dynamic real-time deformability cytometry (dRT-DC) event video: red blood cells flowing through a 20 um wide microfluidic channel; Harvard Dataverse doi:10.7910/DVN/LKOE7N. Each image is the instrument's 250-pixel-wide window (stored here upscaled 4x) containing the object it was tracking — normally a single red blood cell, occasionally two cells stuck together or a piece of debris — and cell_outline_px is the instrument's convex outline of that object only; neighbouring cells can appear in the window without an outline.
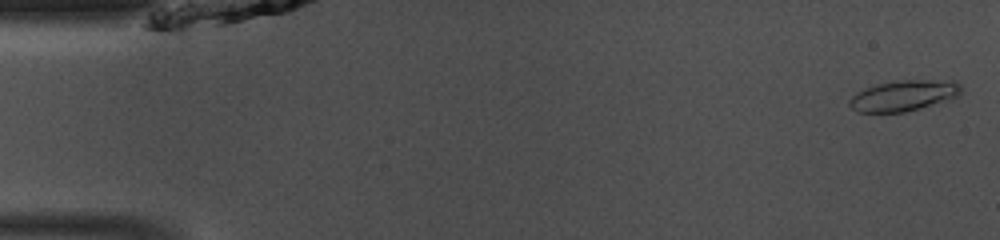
{"species": "common noctule bat (a hibernating species)", "species_latin": "Nyctalus noctula", "temperature_condition": "room temperature", "stored_images_in_passage": 47, "camera_frame_rate_fps": 3000, "um_per_image_px": 0.085, "animal": {"sex": "male", "body_mass_g": 13.0, "forearm_length_mm": 53.1}, "frame": {"image": 1, "passage_image": 1, "time_ms": 0.0, "image_size_px": [1000, 240], "cell_outline_px": [[960, 92], [956, 96], [904, 112], [860, 112], [852, 108], [848, 104], [848, 100], [856, 92], [864, 88], [892, 80], [956, 80], [960, 84]], "centroid_in_image_um": [76.75, 8.1], "position_along_channel_um": 8.3, "area_um2": 19.71}}
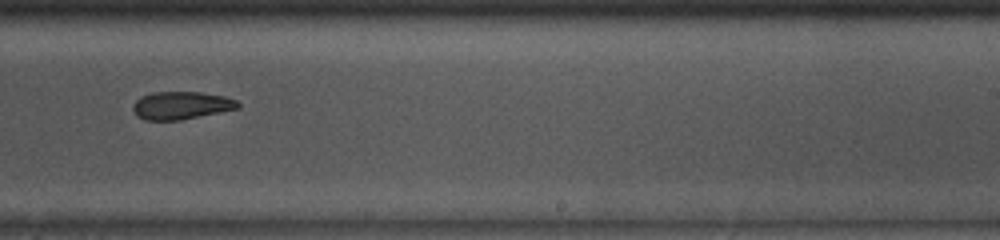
{"frame": {"image": 2, "passage_image": 29, "time_ms": 9.333, "image_size_px": [1000, 240], "cell_outline_px": [[240, 108], [180, 120], [144, 120], [136, 116], [132, 108], [132, 104], [140, 96], [152, 92], [200, 92], [224, 96], [236, 100], [240, 104]], "centroid_in_image_um": [15.37, 8.96], "position_along_channel_um": 273.6, "area_um2": 17.11}}
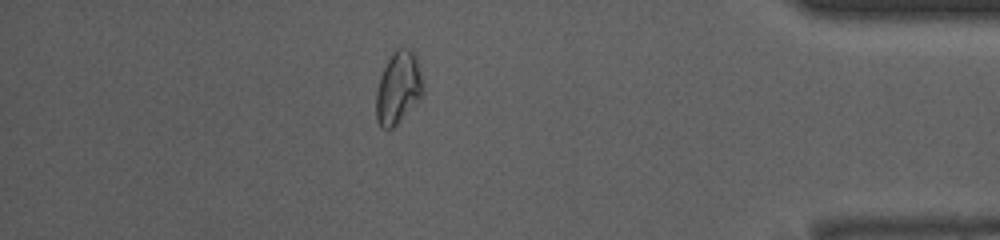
{"frame": {"image": 3, "passage_image": 41, "time_ms": 13.333, "image_size_px": [1000, 240], "cell_outline_px": [[424, 92], [420, 100], [392, 128], [380, 128], [376, 120], [376, 92], [380, 76], [392, 52], [396, 48], [408, 48], [416, 52], [420, 64], [424, 88]], "centroid_in_image_um": [33.88, 7.43], "position_along_channel_um": 401.3, "area_um2": 20.17}, "authors_computed_cell_mechanics": {"area_um2": 18.6116, "velocity_mm_per_s": 4.144, "shape_relaxation_time_tau1_ms": 3.565, "shape_relaxation_time_tau2_ms": 4.9025, "deformation_change_tau1": 0.1115, "deformation_change_tau2": 0.116}}